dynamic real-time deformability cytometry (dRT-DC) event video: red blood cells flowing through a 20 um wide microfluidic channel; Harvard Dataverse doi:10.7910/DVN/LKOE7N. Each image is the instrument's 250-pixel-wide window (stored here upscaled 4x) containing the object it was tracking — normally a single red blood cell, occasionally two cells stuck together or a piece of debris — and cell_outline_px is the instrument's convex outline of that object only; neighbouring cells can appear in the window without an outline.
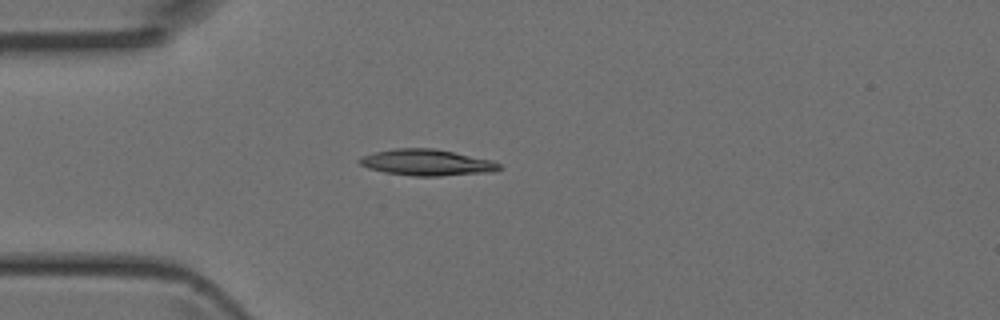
{"species": "Egyptian fruit bat (a non-hibernating species)", "species_latin": "Rousettus aegyptiacus", "temperature_condition": "room temperature", "stored_images_in_passage": 1, "camera_frame_rate_fps": 3000, "um_per_image_px": 0.085, "animal": {"sex": "female"}, "frame": {"image": 1, "passage_image": 1, "time_ms": 0.0, "image_size_px": [1000, 320], "cell_outline_px": [[504, 168], [492, 172], [440, 176], [412, 176], [384, 172], [368, 168], [360, 164], [356, 160], [360, 156], [376, 152], [396, 148], [432, 148], [492, 160], [500, 164]], "centroid_in_image_um": [36.27, 13.82], "position_along_channel_um": 48.7, "area_um2": 21.39}}